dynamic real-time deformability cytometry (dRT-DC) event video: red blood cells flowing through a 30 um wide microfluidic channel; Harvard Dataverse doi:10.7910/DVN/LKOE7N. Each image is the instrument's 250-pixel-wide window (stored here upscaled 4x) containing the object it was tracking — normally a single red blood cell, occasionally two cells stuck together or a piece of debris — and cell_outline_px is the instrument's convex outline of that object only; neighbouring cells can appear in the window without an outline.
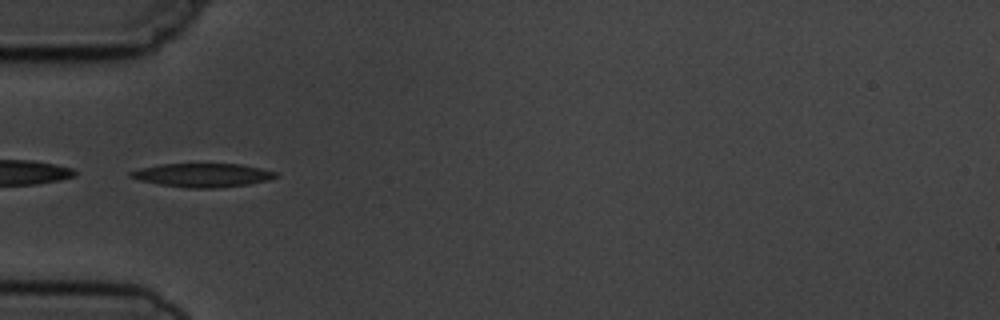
{"species": "common noctule bat (a hibernating species)", "species_latin": "Nyctalus noctula", "temperature_condition": "cold", "stored_images_in_passage": 5, "camera_frame_rate_fps": 3000, "um_per_image_px": 0.085, "animal": {"sex": "male", "body_mass_g": 19.5, "forearm_length_mm": 54.6}, "frame": {"image": 1, "passage_image": 4, "time_ms": 3.333, "image_size_px": [1000, 320], "cell_outline_px": [[280, 176], [268, 180], [248, 184], [216, 188], [188, 188], [160, 184], [140, 180], [128, 176], [128, 172], [144, 168], [164, 164], [240, 164], [260, 168], [276, 172]], "centroid_in_image_um": [17.26, 14.89], "position_along_channel_um": 67.7, "area_um2": 19.77}}
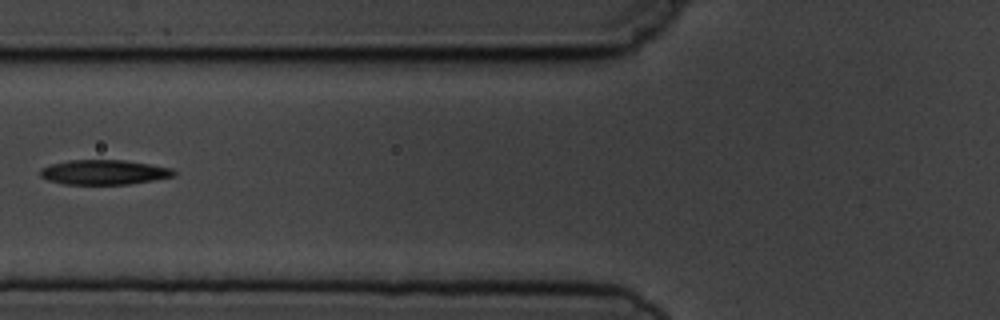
{"frame": {"image": 2, "passage_image": 5, "time_ms": 4.667, "image_size_px": [1000, 320], "cell_outline_px": [[176, 176], [128, 184], [64, 184], [48, 180], [40, 176], [40, 168], [52, 164], [68, 160], [124, 160], [172, 168], [176, 172]], "centroid_in_image_um": [8.83, 14.64], "position_along_channel_um": 117.0, "area_um2": 19.19}}